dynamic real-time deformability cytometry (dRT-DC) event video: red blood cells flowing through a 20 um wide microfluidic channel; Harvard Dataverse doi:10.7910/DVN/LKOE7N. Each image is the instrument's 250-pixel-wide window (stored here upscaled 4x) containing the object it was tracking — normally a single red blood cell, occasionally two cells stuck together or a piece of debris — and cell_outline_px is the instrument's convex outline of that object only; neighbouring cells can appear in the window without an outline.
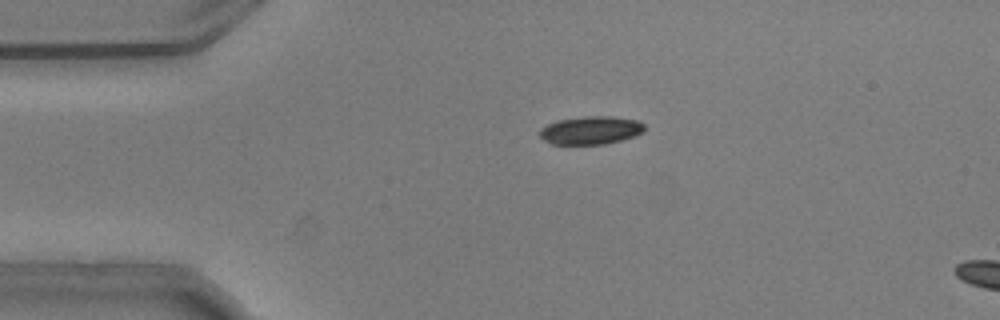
{"species": "common noctule bat (a hibernating species)", "species_latin": "Nyctalus noctula", "temperature_condition": "warm", "stored_images_in_passage": 16, "camera_frame_rate_fps": 3000, "um_per_image_px": 0.085, "animal": {"sex": "male", "body_mass_g": 20.5, "forearm_length_mm": 52.5}, "frame": {"image": 1, "passage_image": 12, "time_ms": 3.667, "image_size_px": [1000, 320], "cell_outline_px": [[644, 132], [636, 136], [604, 144], [552, 144], [544, 140], [540, 136], [540, 128], [556, 120], [584, 116], [612, 116], [636, 120], [644, 124]], "centroid_in_image_um": [50.21, 11.07], "position_along_channel_um": 34.8, "area_um2": 17.22}}